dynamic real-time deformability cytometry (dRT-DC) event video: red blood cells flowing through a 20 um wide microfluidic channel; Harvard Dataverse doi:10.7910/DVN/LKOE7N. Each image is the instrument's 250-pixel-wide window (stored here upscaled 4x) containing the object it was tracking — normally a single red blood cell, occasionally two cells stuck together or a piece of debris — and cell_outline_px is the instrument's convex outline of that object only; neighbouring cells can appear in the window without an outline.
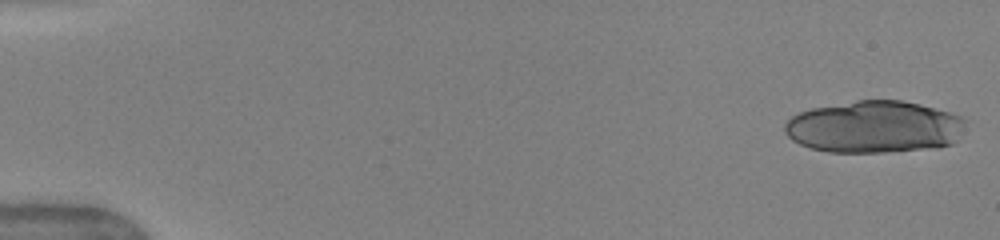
{"species": "human", "species_latin": "Homo sapiens", "temperature_condition": "warm", "stored_images_in_passage": 17, "camera_frame_rate_fps": 3000, "um_per_image_px": 0.085, "donor": {"sex": "female"}, "frame": {"image": 1, "passage_image": 1, "time_ms": 0.0, "image_size_px": [1000, 240], "cell_outline_px": [[968, 120], [956, 140], [952, 144], [936, 148], [884, 152], [828, 152], [812, 148], [800, 144], [792, 140], [784, 132], [784, 124], [792, 116], [800, 112], [812, 108], [856, 100], [900, 100], [920, 104], [948, 112], [960, 116]], "centroid_in_image_um": [74.31, 10.79], "position_along_channel_um": 10.7, "area_um2": 54.97}}